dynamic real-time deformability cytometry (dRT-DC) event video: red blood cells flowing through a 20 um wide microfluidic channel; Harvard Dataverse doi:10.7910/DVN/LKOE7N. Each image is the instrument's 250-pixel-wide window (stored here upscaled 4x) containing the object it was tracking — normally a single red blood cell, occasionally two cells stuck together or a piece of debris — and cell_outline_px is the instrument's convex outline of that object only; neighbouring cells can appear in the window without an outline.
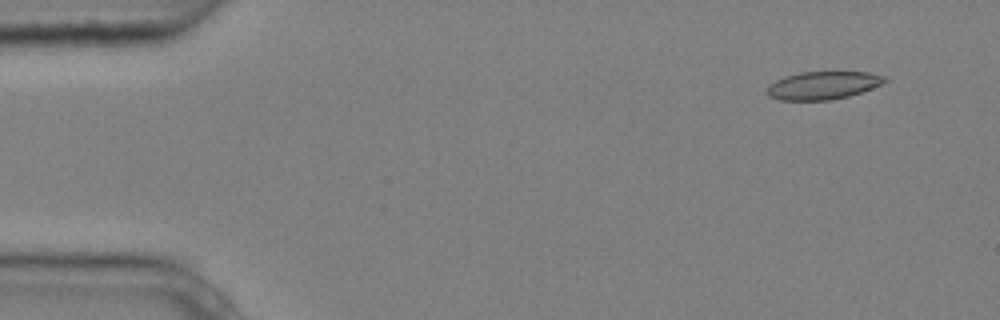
{"species": "common noctule bat (a hibernating species)", "species_latin": "Nyctalus noctula", "temperature_condition": "cold", "stored_images_in_passage": 7, "camera_frame_rate_fps": 3000, "um_per_image_px": 0.085, "animal": {"sex": "male", "body_mass_g": 20.4}, "frame": {"image": 1, "passage_image": 1, "time_ms": 0.0, "image_size_px": [1000, 320], "cell_outline_px": [[888, 80], [872, 88], [848, 96], [832, 100], [780, 100], [768, 96], [768, 84], [784, 76], [800, 72], [868, 72], [884, 76]], "centroid_in_image_um": [69.93, 7.25], "position_along_channel_um": 15.1, "area_um2": 19.07}}
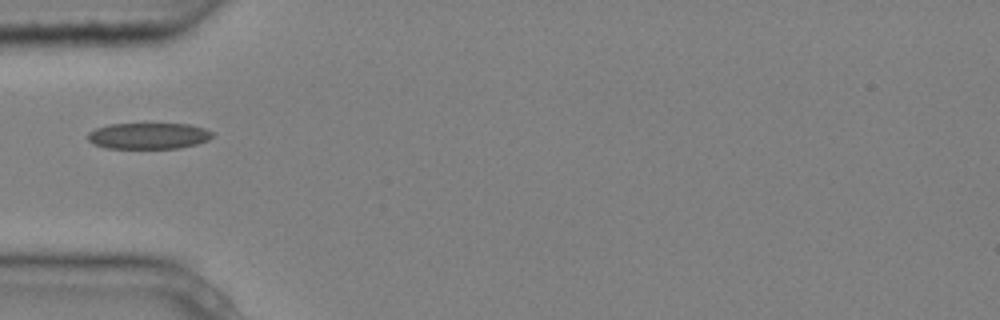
{"frame": {"image": 2, "passage_image": 4, "time_ms": 1.0, "image_size_px": [1000, 320], "cell_outline_px": [[212, 136], [208, 140], [196, 144], [180, 148], [104, 148], [92, 144], [88, 140], [88, 132], [96, 128], [108, 124], [192, 124], [204, 128], [212, 132]], "centroid_in_image_um": [12.6, 11.55], "position_along_channel_um": 72.4, "area_um2": 19.07}}
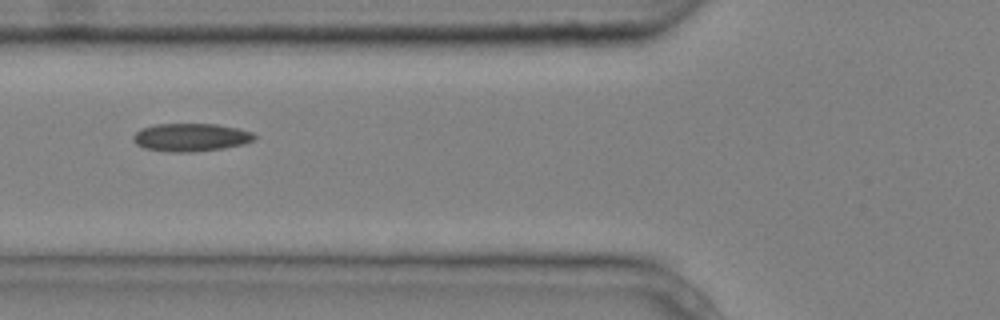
{"frame": {"image": 3, "passage_image": 5, "time_ms": 1.333, "image_size_px": [1000, 320], "cell_outline_px": [[256, 140], [244, 144], [224, 148], [192, 152], [168, 152], [144, 148], [136, 144], [132, 140], [132, 136], [140, 128], [156, 124], [216, 124], [240, 128], [252, 132], [256, 136]], "centroid_in_image_um": [16.23, 11.67], "position_along_channel_um": 109.6, "area_um2": 20.06}}